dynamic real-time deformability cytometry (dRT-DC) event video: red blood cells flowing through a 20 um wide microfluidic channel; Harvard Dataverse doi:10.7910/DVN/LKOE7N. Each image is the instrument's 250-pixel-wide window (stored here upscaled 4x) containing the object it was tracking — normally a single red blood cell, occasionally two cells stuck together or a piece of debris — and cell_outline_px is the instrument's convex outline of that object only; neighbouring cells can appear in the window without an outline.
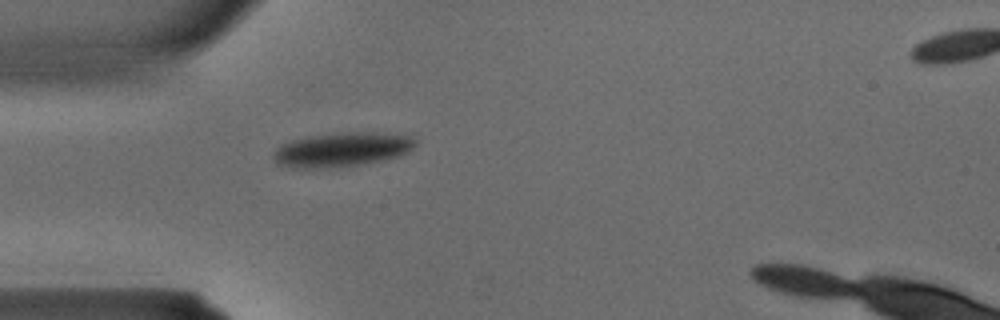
{"species": "common noctule bat (a hibernating species)", "species_latin": "Nyctalus noctula", "temperature_condition": "warm", "stored_images_in_passage": 25, "camera_frame_rate_fps": 3000, "um_per_image_px": 0.085, "animal": {"sex": "male", "body_mass_g": 15.6}, "frame": {"image": 1, "passage_image": 1, "time_ms": 0.0, "image_size_px": [1000, 320], "cell_outline_px": [[420, 140], [408, 152], [400, 156], [364, 164], [316, 168], [292, 168], [276, 164], [272, 152], [280, 144], [292, 140], [308, 136], [352, 132], [416, 132]], "centroid_in_image_um": [29.21, 12.67], "position_along_channel_um": 55.8, "area_um2": 29.25}}
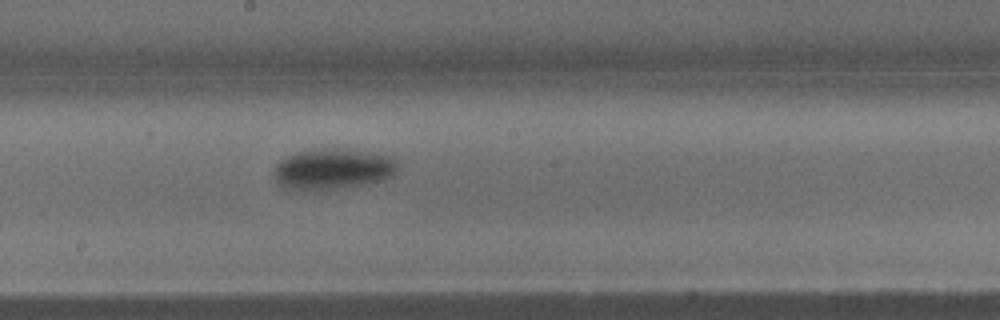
{"frame": {"image": 2, "passage_image": 10, "time_ms": 3.0, "image_size_px": [1000, 320], "cell_outline_px": [[396, 172], [392, 176], [384, 180], [364, 184], [312, 192], [288, 188], [280, 184], [276, 180], [272, 172], [276, 164], [280, 160], [296, 152], [336, 148], [348, 148], [392, 156], [396, 160]], "centroid_in_image_um": [28.29, 14.37], "position_along_channel_um": 219.9, "area_um2": 29.65}}
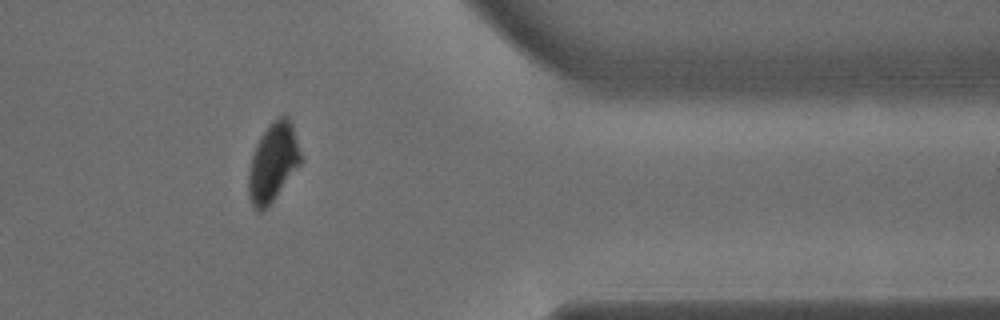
{"frame": {"image": 3, "passage_image": 20, "time_ms": 6.333, "image_size_px": [1000, 320], "cell_outline_px": [[304, 160], [264, 212], [256, 212], [248, 196], [248, 168], [256, 144], [260, 136], [268, 124], [272, 120], [280, 116], [288, 116], [292, 124]], "centroid_in_image_um": [23.21, 13.81], "position_along_channel_um": 388.2, "area_um2": 24.39}}